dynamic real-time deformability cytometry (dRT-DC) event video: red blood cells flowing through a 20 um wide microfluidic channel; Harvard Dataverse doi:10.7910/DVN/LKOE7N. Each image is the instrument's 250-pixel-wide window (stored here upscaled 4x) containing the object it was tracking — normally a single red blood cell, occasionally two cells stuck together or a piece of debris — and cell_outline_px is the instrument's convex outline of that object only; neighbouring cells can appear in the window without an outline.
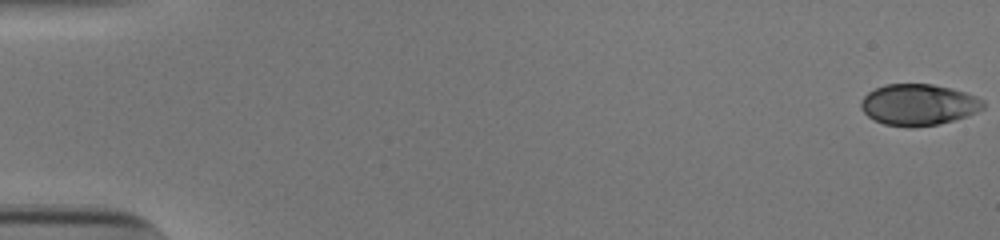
{"species": "human", "species_latin": "Homo sapiens", "temperature_condition": "cold", "stored_images_in_passage": 54, "camera_frame_rate_fps": 3000, "um_per_image_px": 0.085, "donor": {"sex": "male"}, "frame": {"image": 1, "passage_image": 1, "time_ms": 0.0, "image_size_px": [1000, 240], "cell_outline_px": [[984, 108], [968, 116], [936, 124], [912, 128], [908, 128], [884, 124], [868, 116], [860, 108], [860, 100], [868, 92], [884, 84], [932, 84], [952, 88], [976, 96], [984, 100]], "centroid_in_image_um": [78.06, 8.9], "position_along_channel_um": 6.9, "area_um2": 29.54}}
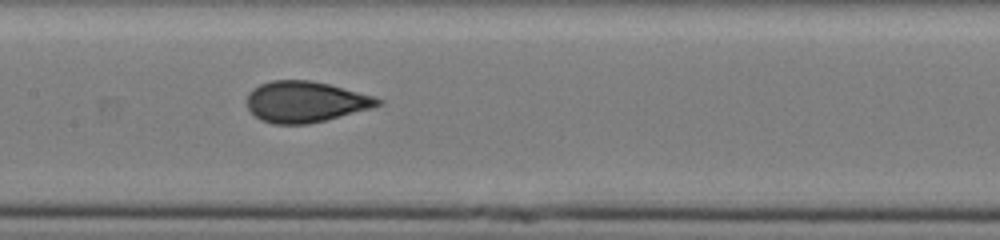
{"frame": {"image": 2, "passage_image": 28, "time_ms": 9.0, "image_size_px": [1000, 240], "cell_outline_px": [[384, 104], [372, 108], [308, 124], [272, 124], [260, 120], [248, 108], [248, 92], [252, 88], [260, 84], [272, 80], [312, 80], [376, 96], [384, 100]], "centroid_in_image_um": [25.99, 8.64], "position_along_channel_um": 181.4, "area_um2": 31.39}}
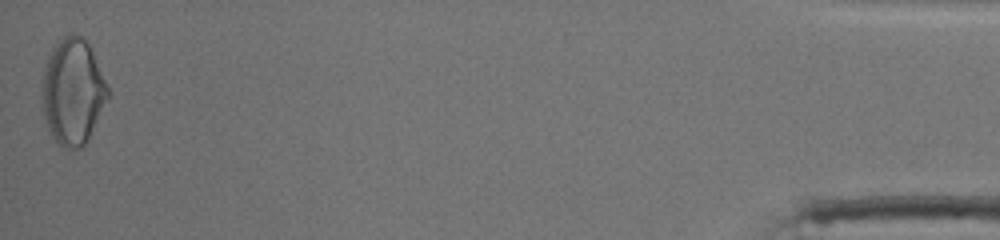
{"frame": {"image": 3, "passage_image": 54, "time_ms": 17.667, "image_size_px": [1000, 240], "cell_outline_px": [[108, 96], [88, 140], [80, 148], [64, 148], [52, 136], [48, 128], [44, 116], [40, 100], [40, 92], [44, 68], [48, 56], [52, 48], [64, 36], [72, 32], [80, 36], [88, 44], [92, 52], [108, 88]], "centroid_in_image_um": [6.14, 7.79], "position_along_channel_um": 429.1, "area_um2": 40.29}, "authors_computed_cell_mechanics": {"area_um2": 31.0964, "velocity_mm_per_s": 3.8629, "shape_relaxation_time_tau1_ms": 10.7844, "shape_relaxation_time_tau2_ms": null, "deformation_change_tau1": 0.2378, "deformation_change_tau2": null}}